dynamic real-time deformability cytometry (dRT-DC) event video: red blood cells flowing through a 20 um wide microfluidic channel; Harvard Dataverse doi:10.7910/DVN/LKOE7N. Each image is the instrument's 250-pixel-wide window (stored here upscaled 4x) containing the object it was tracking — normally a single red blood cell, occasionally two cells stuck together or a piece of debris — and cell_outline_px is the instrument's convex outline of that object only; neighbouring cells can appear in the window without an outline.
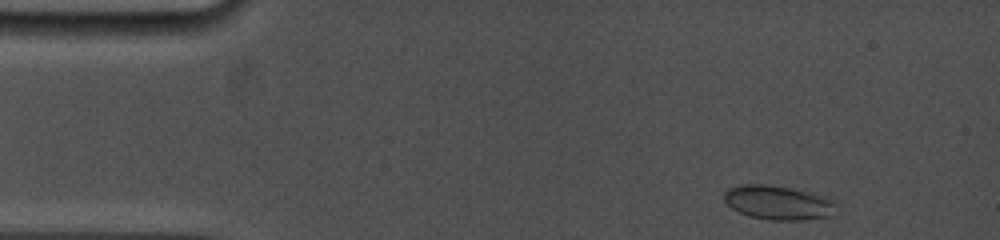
{"species": "common noctule bat (a hibernating species)", "species_latin": "Nyctalus noctula", "temperature_condition": "cold", "stored_images_in_passage": 73, "camera_frame_rate_fps": 5000, "um_per_image_px": 0.085, "animal": {"sex": "female", "body_mass_g": 19.0, "forearm_length_mm": 53.3}, "frame": {"image": 1, "passage_image": 2, "time_ms": 0.2, "image_size_px": [1000, 240], "cell_outline_px": [[836, 216], [804, 220], [768, 220], [748, 216], [732, 208], [724, 200], [724, 192], [728, 188], [740, 184], [768, 184], [788, 188], [824, 196], [836, 200]], "centroid_in_image_um": [66.18, 17.24], "position_along_channel_um": 18.8, "area_um2": 22.6}}
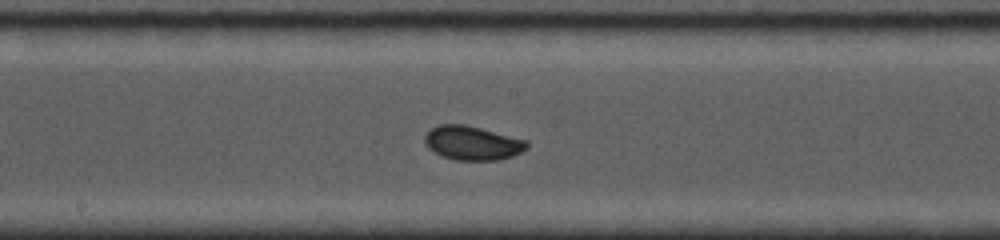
{"frame": {"image": 2, "passage_image": 30, "time_ms": 7.2, "image_size_px": [1000, 240], "cell_outline_px": [[528, 148], [512, 156], [496, 160], [456, 160], [444, 156], [428, 148], [424, 144], [424, 136], [432, 128], [440, 124], [464, 124], [528, 140]], "centroid_in_image_um": [40.16, 12.15], "position_along_channel_um": 208.0, "area_um2": 20.11}}
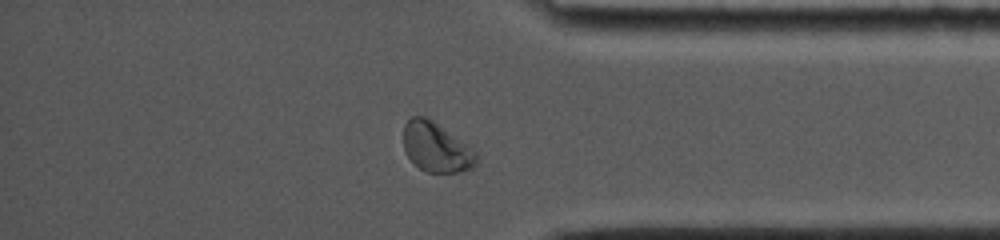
{"frame": {"image": 3, "passage_image": 61, "time_ms": 12.2, "image_size_px": [1000, 240], "cell_outline_px": [[476, 164], [472, 168], [460, 172], [428, 172], [420, 168], [404, 152], [404, 124], [412, 116], [424, 116], [432, 120], [472, 148], [476, 152]], "centroid_in_image_um": [37.07, 12.52], "position_along_channel_um": 398.1, "area_um2": 20.75}}